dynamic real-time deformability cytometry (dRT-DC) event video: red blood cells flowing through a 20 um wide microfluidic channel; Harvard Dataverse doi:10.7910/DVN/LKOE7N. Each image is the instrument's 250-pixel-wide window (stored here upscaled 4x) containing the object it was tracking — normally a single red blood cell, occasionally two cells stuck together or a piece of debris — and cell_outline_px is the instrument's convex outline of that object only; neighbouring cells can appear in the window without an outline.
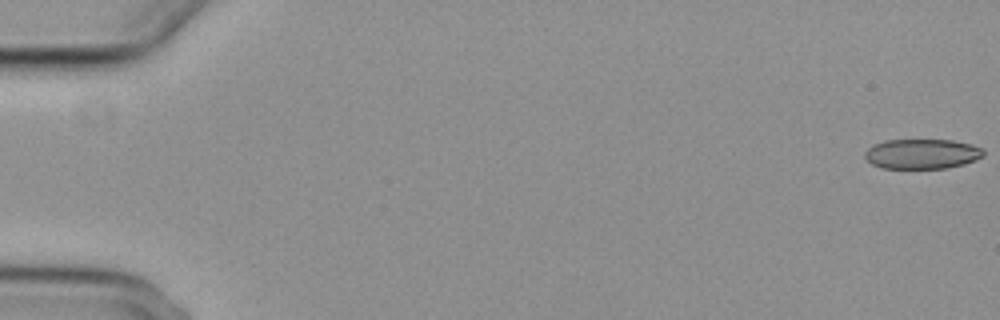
{"species": "common noctule bat (a hibernating species)", "species_latin": "Nyctalus noctula", "temperature_condition": "cold", "stored_images_in_passage": 28, "camera_frame_rate_fps": 3000, "um_per_image_px": 0.085, "animal": {"sex": "female", "body_mass_g": 29.2, "forearm_length_mm": 56.3}, "frame": {"image": 1, "passage_image": 1, "time_ms": 0.0, "image_size_px": [1000, 320], "cell_outline_px": [[984, 156], [976, 160], [964, 164], [948, 168], [880, 168], [872, 164], [864, 156], [864, 152], [872, 144], [884, 140], [952, 140], [972, 144], [984, 148]], "centroid_in_image_um": [78.38, 13.07], "position_along_channel_um": 6.6, "area_um2": 20.92}}
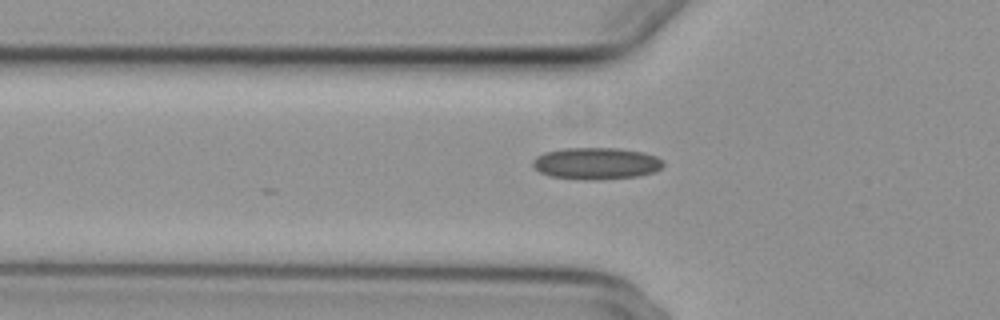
{"frame": {"image": 2, "passage_image": 20, "time_ms": 6.333, "image_size_px": [1000, 320], "cell_outline_px": [[664, 164], [656, 172], [636, 176], [592, 180], [588, 180], [548, 176], [540, 172], [532, 164], [532, 160], [536, 156], [544, 152], [564, 148], [616, 148], [644, 152], [656, 156], [664, 160]], "centroid_in_image_um": [50.68, 13.88], "position_along_channel_um": 75.1, "area_um2": 24.28}}
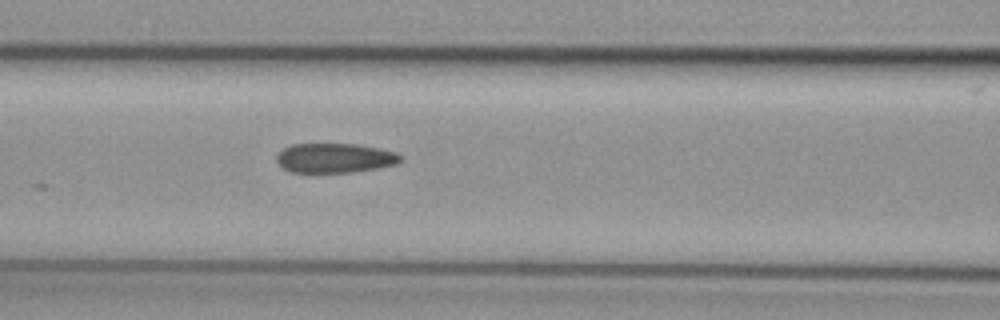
{"frame": {"image": 3, "passage_image": 25, "time_ms": 8.0, "image_size_px": [1000, 320], "cell_outline_px": [[400, 160], [396, 164], [380, 168], [352, 172], [292, 172], [284, 168], [276, 160], [276, 156], [284, 148], [292, 144], [356, 144], [380, 148], [396, 152], [400, 156]], "centroid_in_image_um": [28.47, 13.43], "position_along_channel_um": 138.1, "area_um2": 21.21}}